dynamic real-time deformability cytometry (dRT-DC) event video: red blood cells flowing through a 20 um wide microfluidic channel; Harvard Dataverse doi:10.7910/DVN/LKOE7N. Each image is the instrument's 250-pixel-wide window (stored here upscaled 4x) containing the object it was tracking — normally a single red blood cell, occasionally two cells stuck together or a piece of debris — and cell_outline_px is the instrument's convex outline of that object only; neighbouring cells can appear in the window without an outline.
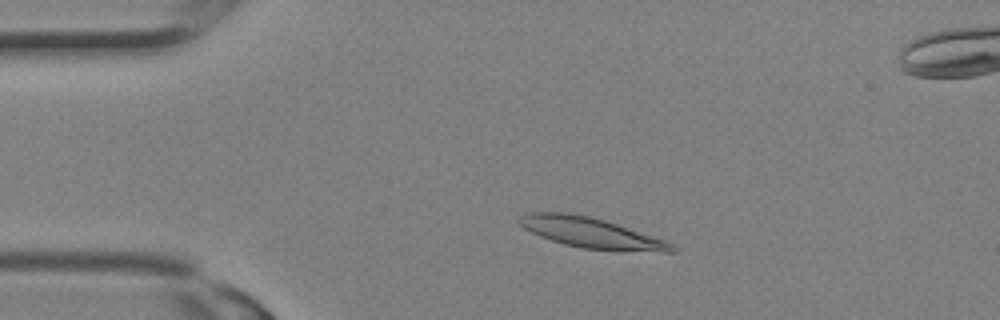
{"species": "Egyptian fruit bat (a non-hibernating species)", "species_latin": "Rousettus aegyptiacus", "temperature_condition": "room temperature", "stored_images_in_passage": 10, "camera_frame_rate_fps": 3000, "um_per_image_px": 0.085, "animal": {"sex": "female"}, "frame": {"image": 1, "passage_image": 4, "time_ms": 1.0, "image_size_px": [1000, 320], "cell_outline_px": [[680, 248], [676, 252], [664, 252], [580, 248], [564, 244], [540, 236], [524, 228], [516, 220], [516, 216], [524, 212], [572, 212], [604, 220], [664, 240]], "centroid_in_image_um": [50.18, 19.77], "position_along_channel_um": 34.8, "area_um2": 26.88}}
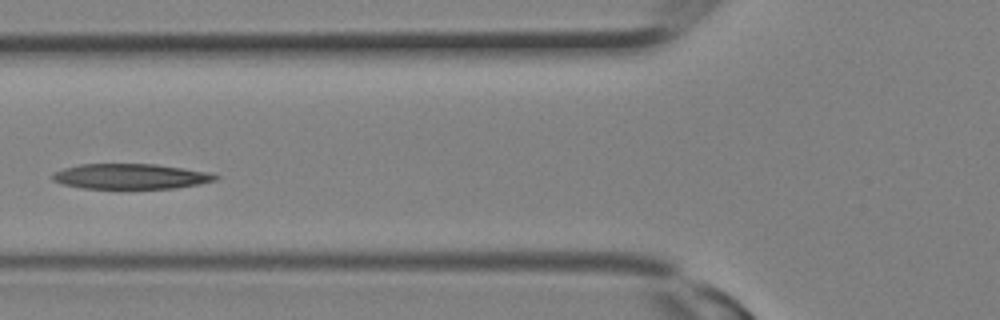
{"frame": {"image": 2, "passage_image": 9, "time_ms": 2.667, "image_size_px": [1000, 320], "cell_outline_px": [[220, 176], [216, 180], [200, 184], [172, 188], [80, 188], [64, 184], [52, 180], [52, 172], [64, 168], [80, 164], [156, 164], [212, 172]], "centroid_in_image_um": [11.13, 14.98], "position_along_channel_um": 114.7, "area_um2": 24.04}}